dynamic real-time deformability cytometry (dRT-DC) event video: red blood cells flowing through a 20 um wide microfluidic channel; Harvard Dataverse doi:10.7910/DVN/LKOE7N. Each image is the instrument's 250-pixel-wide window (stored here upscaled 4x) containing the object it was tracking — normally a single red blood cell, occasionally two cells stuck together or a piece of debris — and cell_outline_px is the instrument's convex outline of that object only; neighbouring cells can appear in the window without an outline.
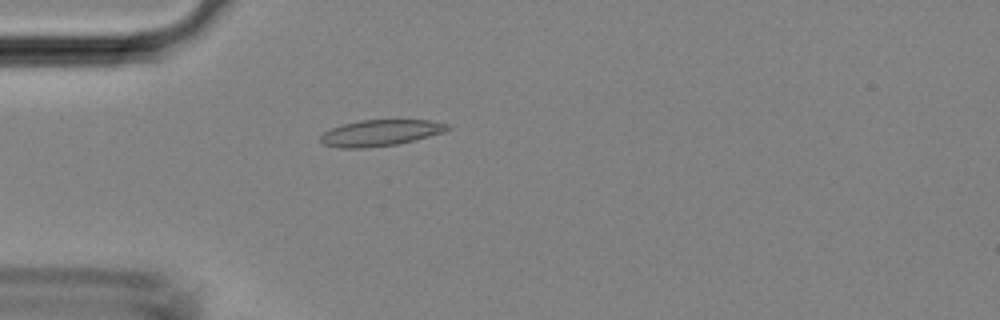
{"species": "Egyptian fruit bat (a non-hibernating species)", "species_latin": "Rousettus aegyptiacus", "temperature_condition": "room temperature", "stored_images_in_passage": 46, "camera_frame_rate_fps": 3000, "um_per_image_px": 0.085, "animal": {"sex": "female"}, "frame": {"image": 1, "passage_image": 13, "time_ms": 4.0, "image_size_px": [1000, 320], "cell_outline_px": [[452, 128], [444, 132], [416, 140], [396, 144], [364, 148], [340, 148], [324, 144], [320, 140], [320, 136], [324, 132], [332, 128], [344, 124], [360, 120], [432, 120], [448, 124]], "centroid_in_image_um": [32.37, 11.29], "position_along_channel_um": 52.6, "area_um2": 19.36}}
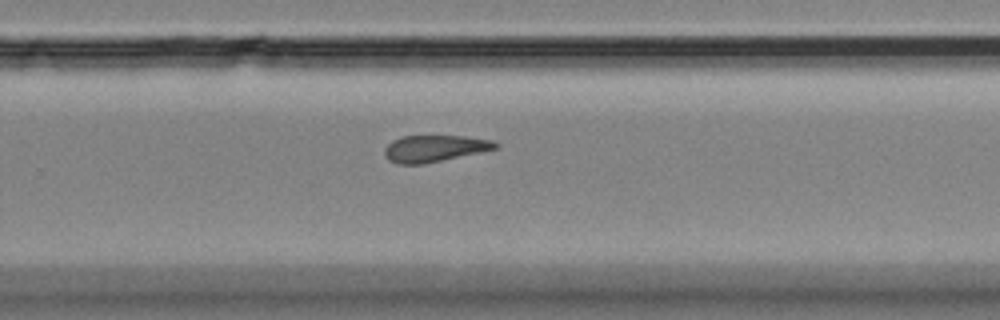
{"frame": {"image": 2, "passage_image": 30, "time_ms": 9.667, "image_size_px": [1000, 320], "cell_outline_px": [[500, 148], [424, 164], [396, 164], [388, 160], [384, 156], [384, 148], [392, 140], [404, 136], [464, 136], [492, 140], [500, 144]], "centroid_in_image_um": [36.94, 12.62], "position_along_channel_um": 292.9, "area_um2": 17.4}}
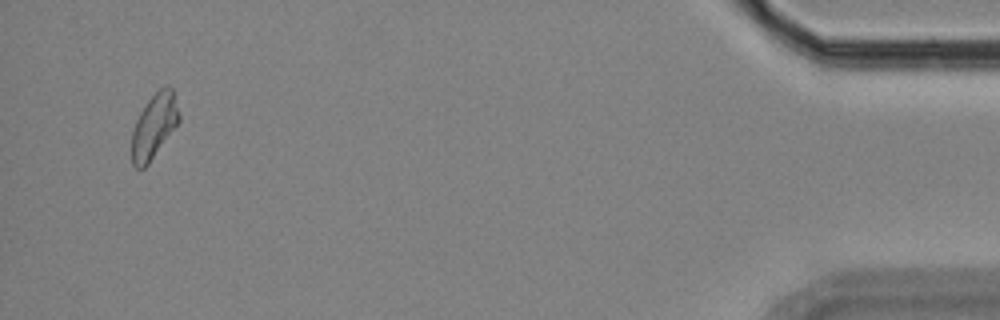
{"frame": {"image": 3, "passage_image": 44, "time_ms": 14.333, "image_size_px": [1000, 320], "cell_outline_px": [[180, 120], [148, 164], [144, 168], [136, 168], [132, 164], [132, 132], [136, 120], [140, 112], [148, 100], [160, 88], [168, 84], [172, 88], [180, 116]], "centroid_in_image_um": [13.09, 10.71], "position_along_channel_um": 422.1, "area_um2": 17.51}}